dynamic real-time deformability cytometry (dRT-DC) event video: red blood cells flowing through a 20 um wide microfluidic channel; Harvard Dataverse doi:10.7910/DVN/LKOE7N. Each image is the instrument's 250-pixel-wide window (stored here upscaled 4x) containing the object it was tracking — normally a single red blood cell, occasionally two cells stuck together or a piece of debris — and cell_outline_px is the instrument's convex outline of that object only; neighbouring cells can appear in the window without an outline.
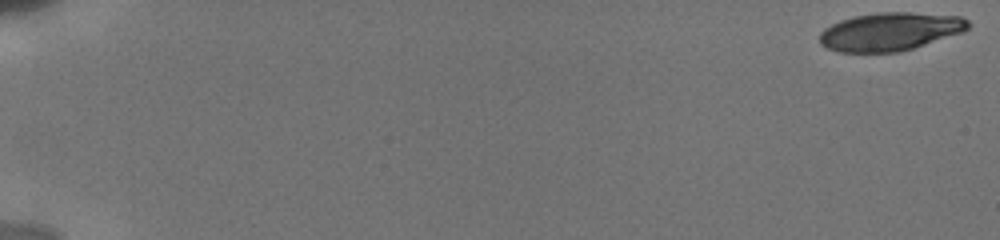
{"species": "human", "species_latin": "Homo sapiens", "temperature_condition": "cold", "stored_images_in_passage": 15, "camera_frame_rate_fps": 3000, "um_per_image_px": 0.085, "donor": {"sex": "male"}, "frame": {"image": 1, "passage_image": 1, "time_ms": 0.0, "image_size_px": [1000, 240], "cell_outline_px": [[972, 24], [964, 32], [900, 52], [840, 52], [828, 48], [820, 44], [820, 32], [824, 28], [840, 20], [856, 16], [880, 12], [912, 12], [960, 16], [968, 20]], "centroid_in_image_um": [75.69, 2.68], "position_along_channel_um": 9.3, "area_um2": 33.12}}
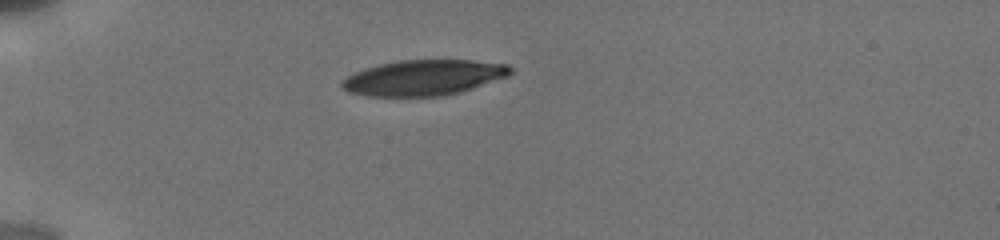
{"frame": {"image": 2, "passage_image": 13, "time_ms": 5.333, "image_size_px": [1000, 240], "cell_outline_px": [[512, 72], [508, 76], [460, 92], [444, 96], [364, 96], [348, 92], [340, 88], [340, 80], [364, 68], [396, 60], [472, 60], [508, 64], [512, 68]], "centroid_in_image_um": [35.97, 6.6], "position_along_channel_um": 49.0, "area_um2": 35.08}}
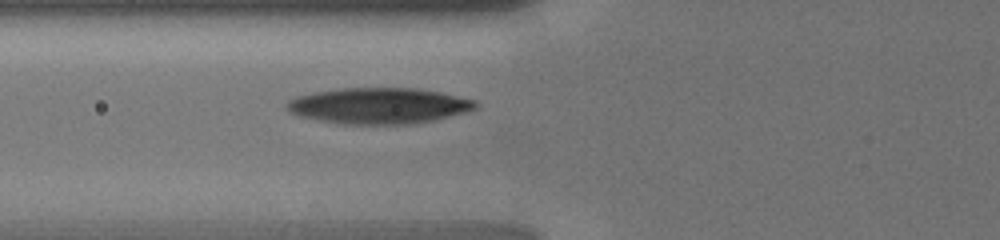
{"frame": {"image": 3, "passage_image": 15, "time_ms": 7.333, "image_size_px": [1000, 240], "cell_outline_px": [[480, 104], [476, 108], [468, 112], [436, 120], [408, 124], [336, 124], [296, 116], [288, 112], [284, 108], [284, 104], [288, 100], [296, 96], [316, 92], [340, 88], [416, 88], [440, 92], [476, 100]], "centroid_in_image_um": [32.17, 9.0], "position_along_channel_um": 93.6, "area_um2": 40.23}}